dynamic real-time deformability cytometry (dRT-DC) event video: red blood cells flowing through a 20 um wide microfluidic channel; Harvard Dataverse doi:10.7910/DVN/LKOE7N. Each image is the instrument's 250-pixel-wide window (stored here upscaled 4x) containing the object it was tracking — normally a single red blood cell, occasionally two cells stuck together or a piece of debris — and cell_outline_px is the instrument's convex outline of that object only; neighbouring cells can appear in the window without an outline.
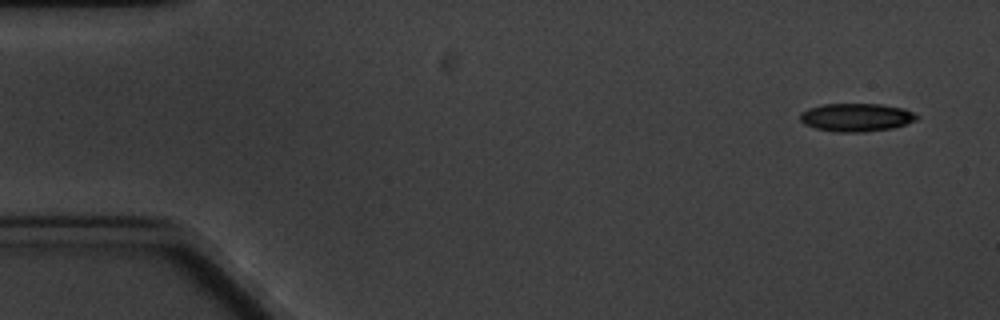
{"species": "common noctule bat (a hibernating species)", "species_latin": "Nyctalus noctula", "temperature_condition": "cold", "stored_images_in_passage": 4, "camera_frame_rate_fps": 3000, "um_per_image_px": 0.085, "animal": {"sex": "male", "body_mass_g": 20.1, "forearm_length_mm": 53.5}, "frame": {"image": 1, "passage_image": 1, "time_ms": 0.0, "image_size_px": [1000, 320], "cell_outline_px": [[920, 116], [916, 120], [892, 128], [864, 132], [836, 132], [816, 128], [804, 124], [800, 120], [800, 112], [808, 108], [824, 104], [880, 104], [904, 108]], "centroid_in_image_um": [72.77, 9.97], "position_along_channel_um": 12.2, "area_um2": 19.13}}
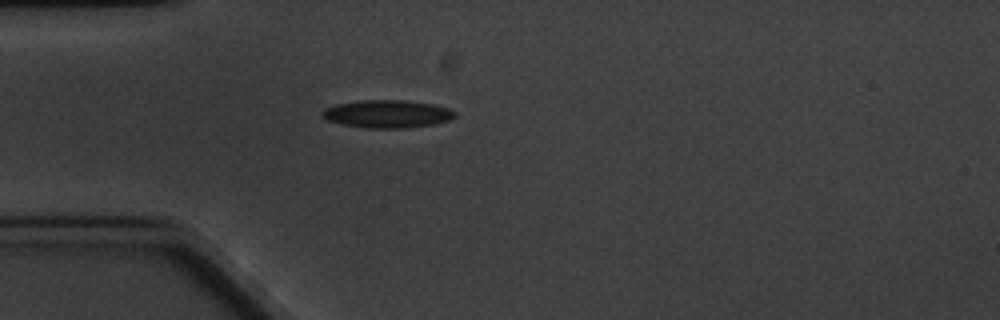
{"frame": {"image": 2, "passage_image": 4, "time_ms": 4.333, "image_size_px": [1000, 320], "cell_outline_px": [[456, 116], [448, 120], [432, 124], [404, 128], [368, 128], [344, 124], [328, 120], [320, 112], [324, 108], [336, 104], [364, 100], [404, 100], [432, 104], [448, 108], [456, 112]], "centroid_in_image_um": [32.92, 9.67], "position_along_channel_um": 52.1, "area_um2": 21.21}}